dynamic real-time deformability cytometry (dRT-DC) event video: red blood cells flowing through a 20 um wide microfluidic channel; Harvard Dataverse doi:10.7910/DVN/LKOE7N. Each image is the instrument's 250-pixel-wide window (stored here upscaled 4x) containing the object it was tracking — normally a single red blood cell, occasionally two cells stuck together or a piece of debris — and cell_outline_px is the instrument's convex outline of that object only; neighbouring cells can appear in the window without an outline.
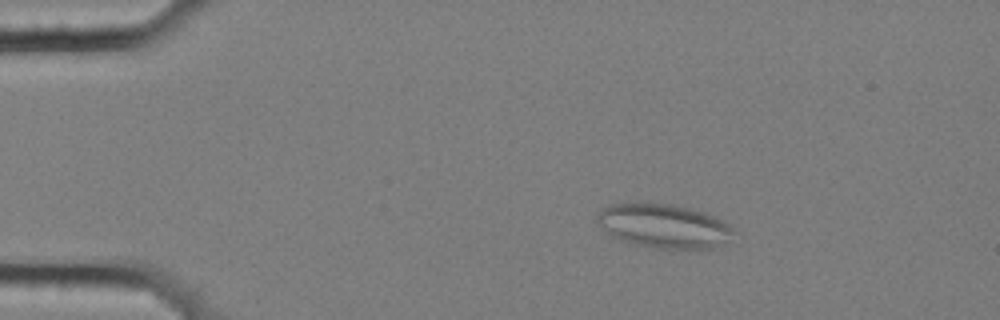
{"species": "common noctule bat (a hibernating species)", "species_latin": "Nyctalus noctula", "temperature_condition": "cold", "stored_images_in_passage": 49, "camera_frame_rate_fps": 3000, "um_per_image_px": 0.085, "animal": {"sex": "female", "body_mass_g": 25.1}, "frame": {"image": 1, "passage_image": 2, "time_ms": 0.333, "image_size_px": [1000, 320], "cell_outline_px": [[736, 232], [728, 240], [712, 248], [656, 248], [636, 244], [620, 240], [608, 236], [596, 224], [596, 216], [600, 208], [608, 204], [636, 200], [640, 200], [672, 204], [704, 212], [724, 220]], "centroid_in_image_um": [56.31, 19.15], "position_along_channel_um": 28.7, "area_um2": 36.01}}
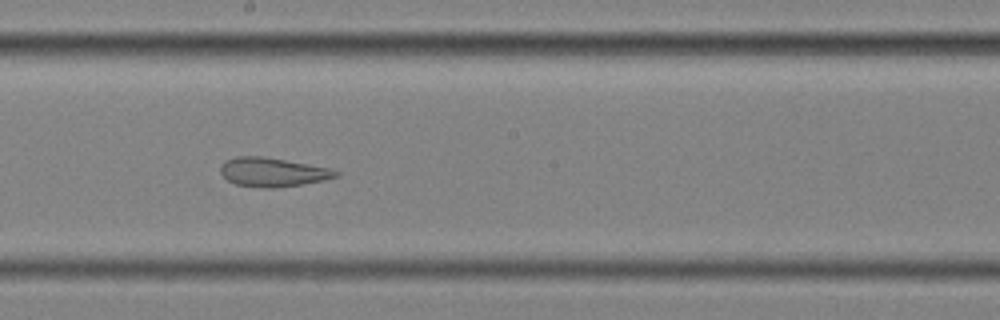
{"frame": {"image": 2, "passage_image": 24, "time_ms": 7.667, "image_size_px": [1000, 320], "cell_outline_px": [[340, 176], [324, 180], [300, 184], [272, 188], [260, 188], [236, 184], [228, 180], [220, 172], [220, 168], [224, 160], [236, 156], [264, 156], [332, 168], [340, 172]], "centroid_in_image_um": [23.19, 14.62], "position_along_channel_um": 225.0, "area_um2": 19.59}}
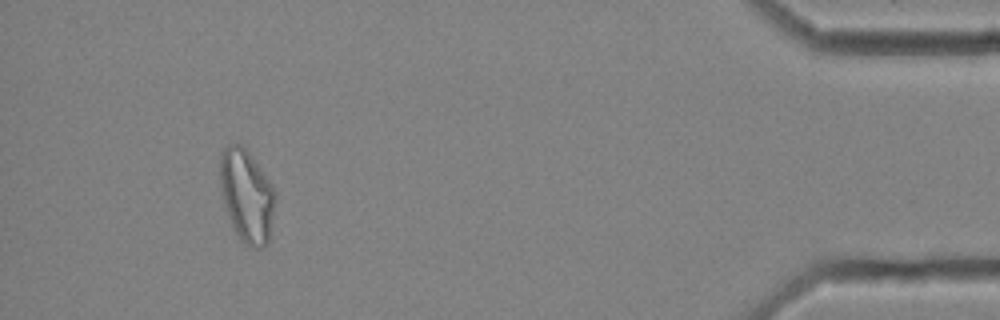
{"frame": {"image": 3, "passage_image": 45, "time_ms": 14.667, "image_size_px": [1000, 320], "cell_outline_px": [[276, 200], [268, 244], [260, 248], [252, 248], [244, 244], [240, 240], [224, 208], [220, 192], [220, 152], [228, 144], [240, 144], [248, 152], [272, 184], [276, 192]], "centroid_in_image_um": [20.97, 16.66], "position_along_channel_um": 414.2, "area_um2": 30.11}, "authors_computed_cell_mechanics": {"area_um2": 25.6632, "velocity_mm_per_s": 3.5616, "shape_relaxation_time_tau1_ms": null, "shape_relaxation_time_tau2_ms": 2.653, "deformation_change_tau1": null, "deformation_change_tau2": 0.1037}}